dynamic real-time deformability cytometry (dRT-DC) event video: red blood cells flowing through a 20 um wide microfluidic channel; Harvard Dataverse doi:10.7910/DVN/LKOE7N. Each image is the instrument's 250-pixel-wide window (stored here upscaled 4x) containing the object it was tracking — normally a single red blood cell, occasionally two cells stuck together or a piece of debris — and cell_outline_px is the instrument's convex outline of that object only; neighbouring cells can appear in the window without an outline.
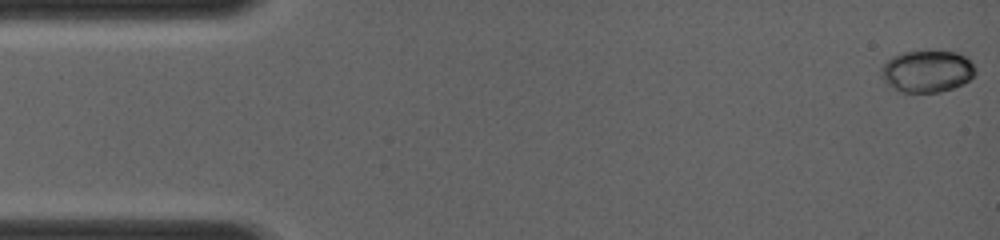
{"species": "common noctule bat (a hibernating species)", "species_latin": "Nyctalus noctula", "temperature_condition": "room temperature", "stored_images_in_passage": 46, "camera_frame_rate_fps": 4000, "um_per_image_px": 0.085, "animal": {"sex": "female", "body_mass_g": 19.0, "forearm_length_mm": 56.7}, "frame": {"image": 1, "passage_image": 1, "time_ms": 0.0, "image_size_px": [1000, 240], "cell_outline_px": [[976, 72], [964, 84], [940, 92], [900, 92], [892, 88], [880, 76], [884, 64], [892, 56], [904, 52], [952, 52], [964, 56], [972, 64]], "centroid_in_image_um": [78.78, 6.08], "position_along_channel_um": 6.2, "area_um2": 22.6}}
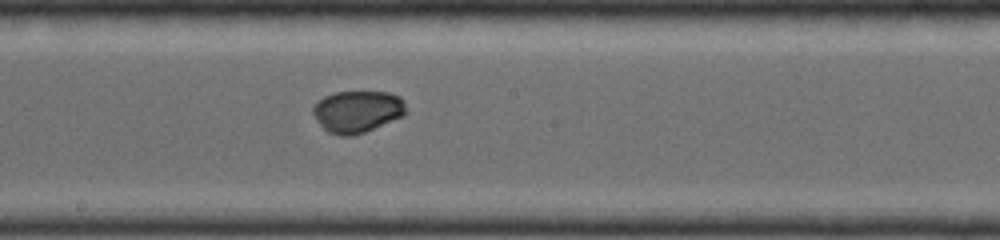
{"frame": {"image": 2, "passage_image": 29, "time_ms": 7.0, "image_size_px": [1000, 240], "cell_outline_px": [[408, 112], [400, 116], [364, 132], [352, 136], [340, 136], [328, 132], [320, 124], [312, 112], [312, 108], [324, 96], [336, 92], [388, 92], [400, 96], [404, 100]], "centroid_in_image_um": [30.38, 9.47], "position_along_channel_um": 217.8, "area_um2": 22.48}}
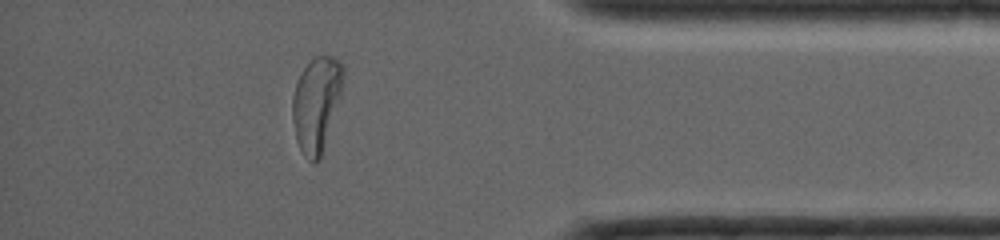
{"frame": {"image": 3, "passage_image": 46, "time_ms": 11.25, "image_size_px": [1000, 240], "cell_outline_px": [[344, 76], [340, 96], [320, 160], [316, 164], [312, 164], [304, 156], [296, 140], [292, 120], [292, 96], [296, 84], [304, 68], [316, 56], [332, 56], [340, 60], [344, 64]], "centroid_in_image_um": [26.89, 8.86], "position_along_channel_um": 408.3, "area_um2": 27.98}}